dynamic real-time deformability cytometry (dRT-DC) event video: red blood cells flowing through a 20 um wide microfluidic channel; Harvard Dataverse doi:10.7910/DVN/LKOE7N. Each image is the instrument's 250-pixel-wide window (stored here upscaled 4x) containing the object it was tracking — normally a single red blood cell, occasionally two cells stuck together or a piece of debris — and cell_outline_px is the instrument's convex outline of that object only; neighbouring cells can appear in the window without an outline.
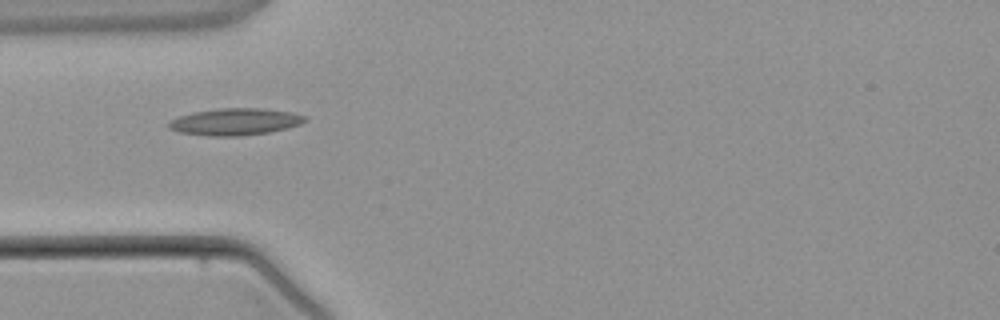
{"species": "common noctule bat (a hibernating species)", "species_latin": "Nyctalus noctula", "temperature_condition": "warm", "stored_images_in_passage": 4, "camera_frame_rate_fps": 3000, "um_per_image_px": 0.085, "animal": {"sex": "male", "body_mass_g": 21.5, "forearm_length_mm": 52.0}, "frame": {"image": 1, "passage_image": 3, "time_ms": 3.333, "image_size_px": [1000, 320], "cell_outline_px": [[308, 120], [300, 124], [288, 128], [268, 132], [240, 136], [208, 136], [180, 132], [168, 128], [168, 124], [172, 120], [180, 116], [192, 112], [220, 108], [260, 108], [292, 112], [304, 116]], "centroid_in_image_um": [20.0, 10.35], "position_along_channel_um": 65.0, "area_um2": 21.27}}
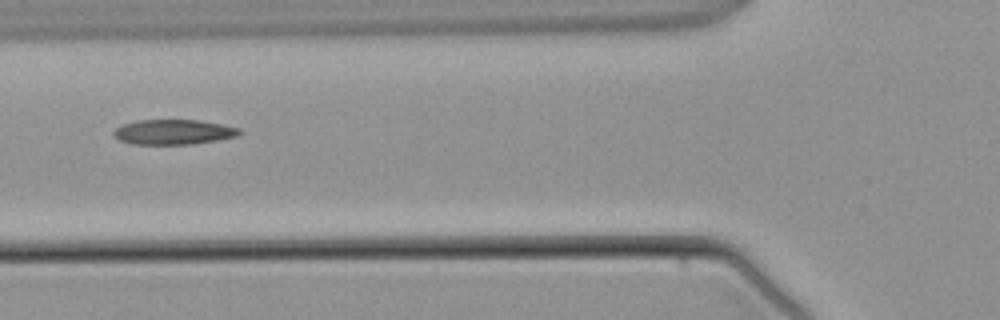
{"frame": {"image": 2, "passage_image": 4, "time_ms": 4.333, "image_size_px": [1000, 320], "cell_outline_px": [[244, 132], [236, 136], [216, 140], [192, 144], [132, 144], [120, 140], [112, 132], [116, 128], [124, 124], [136, 120], [200, 120], [240, 128]], "centroid_in_image_um": [14.77, 11.21], "position_along_channel_um": 111.0, "area_um2": 18.21}}